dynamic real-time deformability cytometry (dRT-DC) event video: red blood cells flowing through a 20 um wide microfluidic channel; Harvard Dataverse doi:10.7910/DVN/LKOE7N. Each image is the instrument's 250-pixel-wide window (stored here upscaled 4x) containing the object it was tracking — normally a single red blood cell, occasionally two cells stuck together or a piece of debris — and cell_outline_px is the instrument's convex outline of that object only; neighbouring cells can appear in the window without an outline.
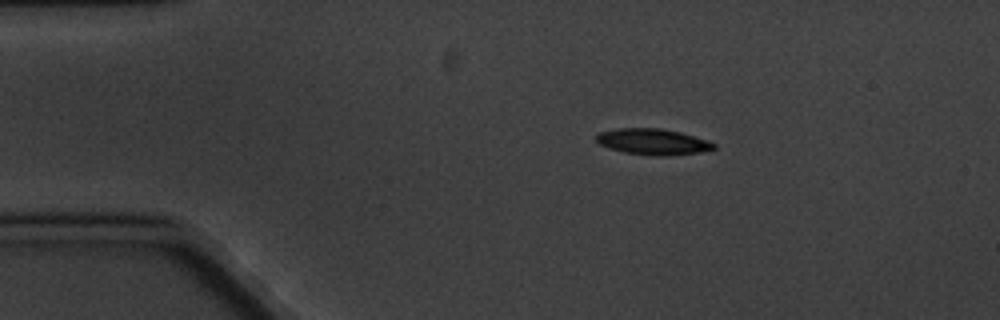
{"species": "common noctule bat (a hibernating species)", "species_latin": "Nyctalus noctula", "temperature_condition": "cold", "stored_images_in_passage": 3, "camera_frame_rate_fps": 3000, "um_per_image_px": 0.085, "animal": {"sex": "male", "body_mass_g": 20.1, "forearm_length_mm": 53.5}, "frame": {"image": 1, "passage_image": 1, "time_ms": 0.0, "image_size_px": [1000, 320], "cell_outline_px": [[716, 148], [700, 152], [664, 156], [652, 156], [624, 152], [608, 148], [600, 144], [596, 140], [596, 136], [600, 132], [616, 128], [660, 128], [680, 132], [716, 144]], "centroid_in_image_um": [55.45, 12.05], "position_along_channel_um": 29.5, "area_um2": 17.69}}